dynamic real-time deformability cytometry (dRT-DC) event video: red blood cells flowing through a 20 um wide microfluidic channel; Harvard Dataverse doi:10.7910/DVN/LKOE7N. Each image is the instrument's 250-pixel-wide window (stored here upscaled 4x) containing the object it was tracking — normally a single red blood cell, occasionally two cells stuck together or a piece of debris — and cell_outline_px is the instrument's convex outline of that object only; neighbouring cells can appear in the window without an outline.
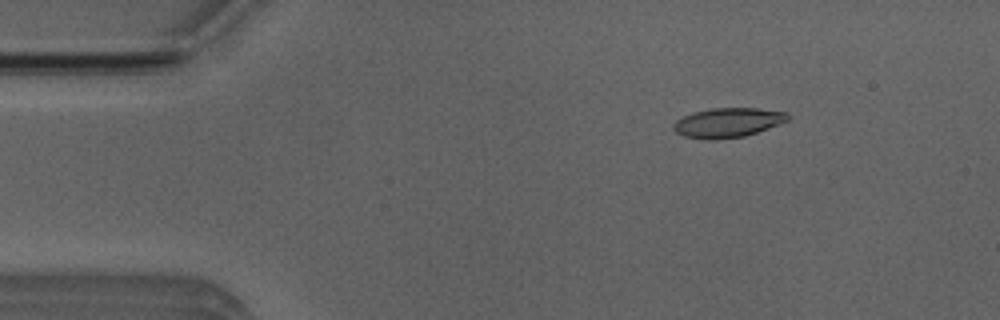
{"species": "Egyptian fruit bat (a non-hibernating species)", "species_latin": "Rousettus aegyptiacus", "temperature_condition": "room temperature", "stored_images_in_passage": 10, "camera_frame_rate_fps": 3000, "um_per_image_px": 0.085, "animal": {"sex": "male"}, "frame": {"image": 1, "passage_image": 4, "time_ms": 1.0, "image_size_px": [1000, 320], "cell_outline_px": [[788, 120], [780, 124], [744, 136], [716, 140], [708, 140], [684, 136], [676, 132], [672, 128], [672, 124], [676, 120], [692, 112], [712, 108], [756, 108], [788, 112]], "centroid_in_image_um": [61.83, 10.42], "position_along_channel_um": 23.2, "area_um2": 19.71}}